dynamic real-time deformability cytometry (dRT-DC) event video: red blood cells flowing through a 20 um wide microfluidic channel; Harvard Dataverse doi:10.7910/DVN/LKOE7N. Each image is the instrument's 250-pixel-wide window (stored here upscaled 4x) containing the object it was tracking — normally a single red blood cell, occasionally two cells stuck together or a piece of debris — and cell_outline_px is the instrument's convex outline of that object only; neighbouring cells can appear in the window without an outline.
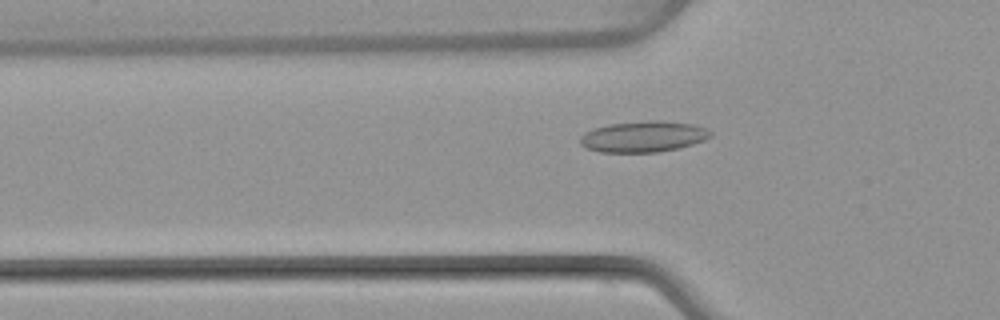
{"species": "common noctule bat (a hibernating species)", "species_latin": "Nyctalus noctula", "temperature_condition": "warm", "stored_images_in_passage": 47, "camera_frame_rate_fps": 3000, "um_per_image_px": 0.085, "animal": {"sex": "female", "body_mass_g": 22.7, "forearm_length_mm": 54.2}, "frame": {"image": 1, "passage_image": 17, "time_ms": 5.333, "image_size_px": [1000, 320], "cell_outline_px": [[712, 136], [692, 144], [680, 148], [656, 152], [600, 152], [588, 148], [580, 144], [580, 136], [584, 132], [592, 128], [608, 124], [648, 120], [656, 120], [692, 124], [704, 128], [712, 132]], "centroid_in_image_um": [54.65, 11.6], "position_along_channel_um": 71.2, "area_um2": 23.52}}
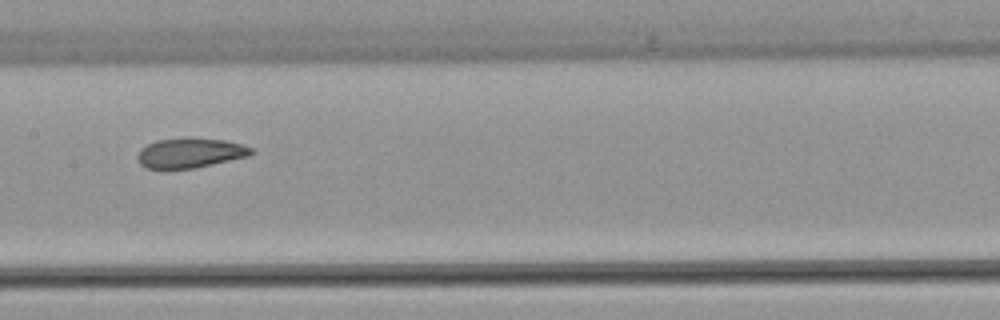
{"frame": {"image": 2, "passage_image": 26, "time_ms": 8.333, "image_size_px": [1000, 320], "cell_outline_px": [[256, 152], [248, 156], [196, 168], [144, 168], [140, 164], [140, 148], [156, 140], [224, 140], [240, 144], [252, 148]], "centroid_in_image_um": [16.2, 13.03], "position_along_channel_um": 191.2, "area_um2": 18.84}}
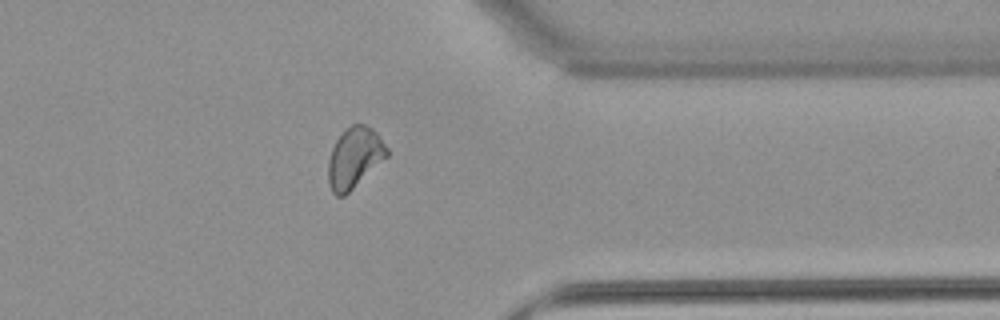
{"frame": {"image": 3, "passage_image": 41, "time_ms": 13.333, "image_size_px": [1000, 320], "cell_outline_px": [[388, 156], [344, 196], [336, 196], [332, 192], [328, 180], [328, 160], [332, 148], [336, 140], [352, 124], [364, 124], [372, 128], [376, 132], [388, 148]], "centroid_in_image_um": [30.13, 13.41], "position_along_channel_um": 381.3, "area_um2": 20.46}, "authors_computed_cell_mechanics": {"area_um2": 20.6346, "velocity_mm_per_s": 3.9881, "shape_relaxation_time_tau1_ms": 6.5789, "shape_relaxation_time_tau2_ms": 1.4609, "deformation_change_tau1": 0.143, "deformation_change_tau2": 0.0531}}